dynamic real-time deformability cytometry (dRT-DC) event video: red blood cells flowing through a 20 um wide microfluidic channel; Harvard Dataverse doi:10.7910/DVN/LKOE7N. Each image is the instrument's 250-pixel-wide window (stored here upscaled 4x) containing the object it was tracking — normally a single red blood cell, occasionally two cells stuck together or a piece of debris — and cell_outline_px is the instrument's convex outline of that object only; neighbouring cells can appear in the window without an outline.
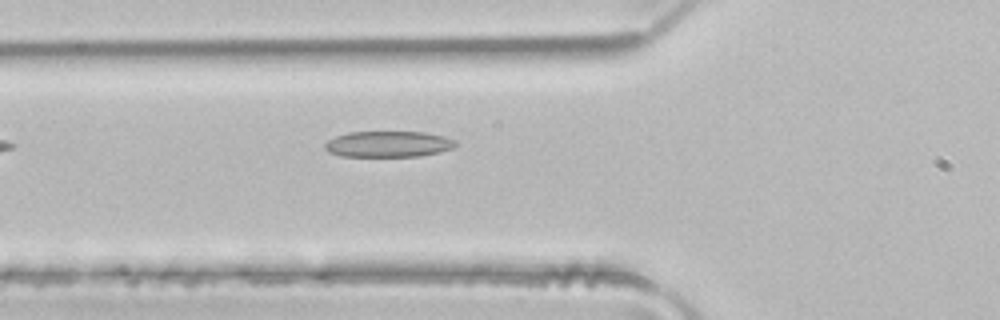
{"species": "common noctule bat (a hibernating species)", "species_latin": "Nyctalus noctula", "temperature_condition": "room temperature", "stored_images_in_passage": 3, "camera_frame_rate_fps": 3000, "um_per_image_px": 0.085, "animal": {"sex": "male", "body_mass_g": 21.5, "forearm_length_mm": 52.0}, "frame": {"image": 1, "passage_image": 3, "time_ms": 0.667, "image_size_px": [1000, 320], "cell_outline_px": [[456, 144], [452, 148], [440, 152], [420, 156], [340, 156], [328, 152], [324, 148], [324, 144], [328, 140], [336, 136], [348, 132], [424, 132], [444, 136], [456, 140]], "centroid_in_image_um": [32.99, 12.25], "position_along_channel_um": 92.8, "area_um2": 19.83}}